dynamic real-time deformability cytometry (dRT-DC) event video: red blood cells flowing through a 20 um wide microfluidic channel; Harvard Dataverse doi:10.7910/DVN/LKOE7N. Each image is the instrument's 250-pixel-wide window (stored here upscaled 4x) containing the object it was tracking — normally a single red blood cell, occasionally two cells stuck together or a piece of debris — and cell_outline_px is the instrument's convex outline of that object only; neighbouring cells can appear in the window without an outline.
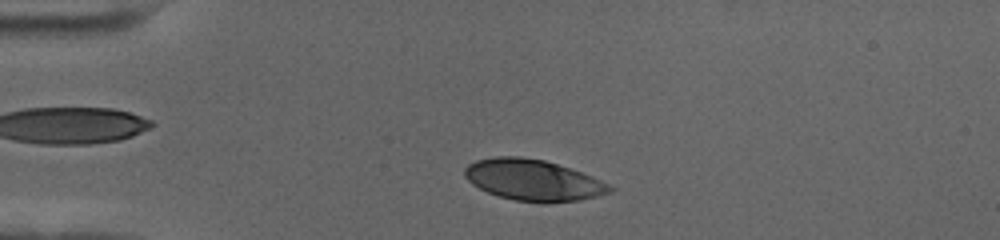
{"species": "human", "species_latin": "Homo sapiens", "temperature_condition": "cold", "stored_images_in_passage": 42, "camera_frame_rate_fps": 3000, "um_per_image_px": 0.085, "donor": {"sex": "female"}, "frame": {"image": 1, "passage_image": 5, "time_ms": 1.333, "image_size_px": [1000, 240], "cell_outline_px": [[616, 188], [612, 192], [580, 200], [516, 200], [500, 196], [488, 192], [472, 184], [464, 176], [464, 168], [468, 164], [476, 160], [496, 156], [520, 156], [544, 160], [592, 176]], "centroid_in_image_um": [45.28, 15.27], "position_along_channel_um": 39.7, "area_um2": 33.87}}
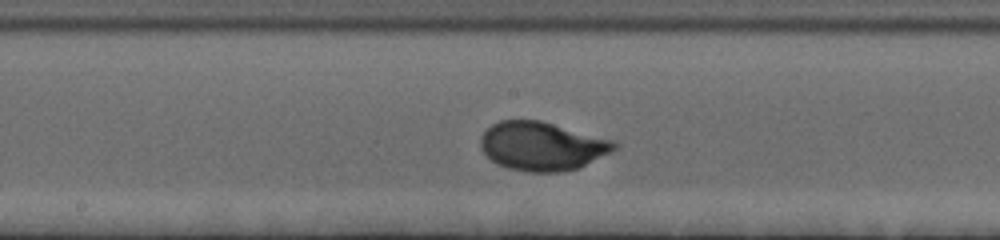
{"frame": {"image": 2, "passage_image": 22, "time_ms": 7.0, "image_size_px": [1000, 240], "cell_outline_px": [[620, 148], [580, 168], [564, 172], [524, 172], [508, 168], [496, 164], [480, 148], [480, 136], [492, 124], [500, 120], [540, 120], [616, 140], [620, 144]], "centroid_in_image_um": [46.13, 12.43], "position_along_channel_um": 202.1, "area_um2": 38.61}}
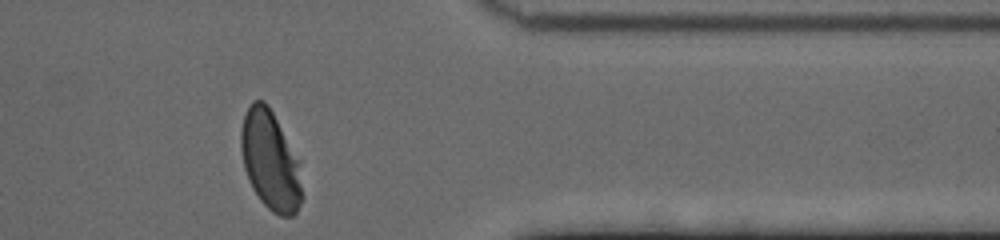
{"frame": {"image": 3, "passage_image": 39, "time_ms": 12.667, "image_size_px": [1000, 240], "cell_outline_px": [[304, 196], [296, 212], [292, 216], [280, 216], [272, 212], [260, 200], [252, 188], [248, 180], [244, 168], [240, 148], [240, 132], [244, 116], [252, 100], [264, 100], [268, 104], [300, 160]], "centroid_in_image_um": [23.0, 13.66], "position_along_channel_um": 388.4, "area_um2": 35.95}, "authors_computed_cell_mechanics": {"area_um2": 36.0383, "velocity_mm_per_s": 3.5236, "shape_relaxation_time_tau1_ms": 3.1026, "shape_relaxation_time_tau2_ms": null, "deformation_change_tau1": 0.1656, "deformation_change_tau2": null}}